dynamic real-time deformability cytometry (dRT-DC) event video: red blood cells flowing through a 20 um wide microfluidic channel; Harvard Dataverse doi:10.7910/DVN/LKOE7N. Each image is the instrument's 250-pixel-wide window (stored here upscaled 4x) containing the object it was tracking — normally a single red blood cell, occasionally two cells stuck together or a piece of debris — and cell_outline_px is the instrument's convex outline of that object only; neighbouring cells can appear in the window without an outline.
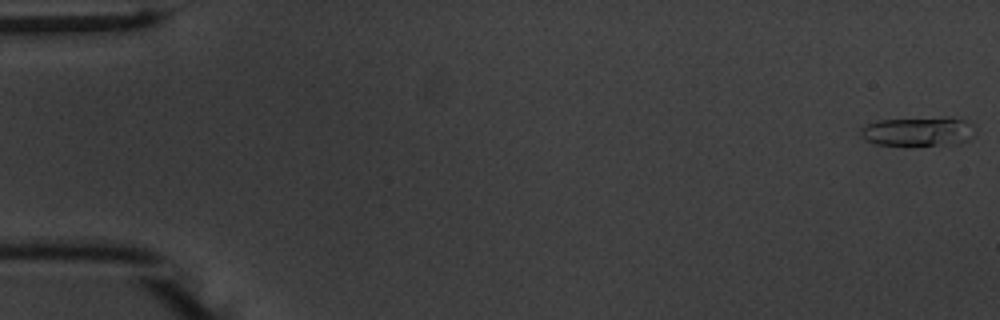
{"species": "common noctule bat (a hibernating species)", "species_latin": "Nyctalus noctula", "temperature_condition": "warm", "stored_images_in_passage": 54, "camera_frame_rate_fps": 3000, "um_per_image_px": 0.085, "animal": {"sex": "male", "body_mass_g": 20.1, "forearm_length_mm": 53.5}, "frame": {"image": 1, "passage_image": 1, "time_ms": 0.0, "image_size_px": [1000, 320], "cell_outline_px": [[972, 136], [964, 140], [952, 144], [908, 148], [876, 144], [868, 140], [860, 132], [860, 128], [868, 124], [880, 120], [944, 116], [952, 116], [968, 120], [972, 124]], "centroid_in_image_um": [78.05, 11.19], "position_along_channel_um": 7.0, "area_um2": 20.23}}
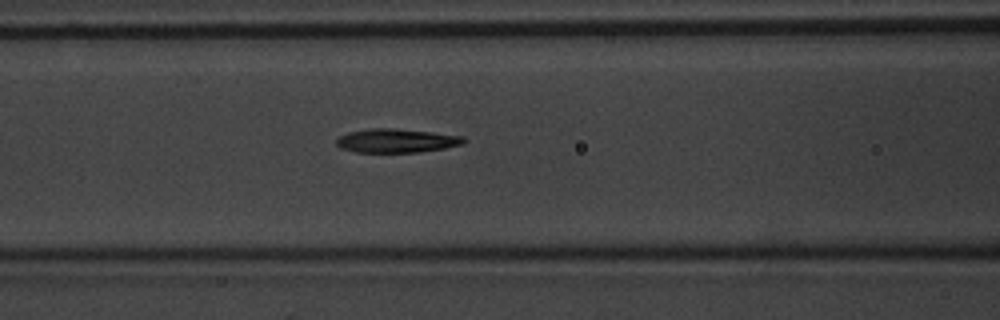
{"frame": {"image": 2, "passage_image": 23, "time_ms": 7.333, "image_size_px": [1000, 320], "cell_outline_px": [[468, 140], [464, 144], [444, 148], [416, 152], [356, 152], [340, 148], [336, 144], [336, 140], [340, 136], [348, 132], [368, 128], [392, 128], [432, 132], [464, 136]], "centroid_in_image_um": [33.71, 11.95], "position_along_channel_um": 132.9, "area_um2": 17.74}}
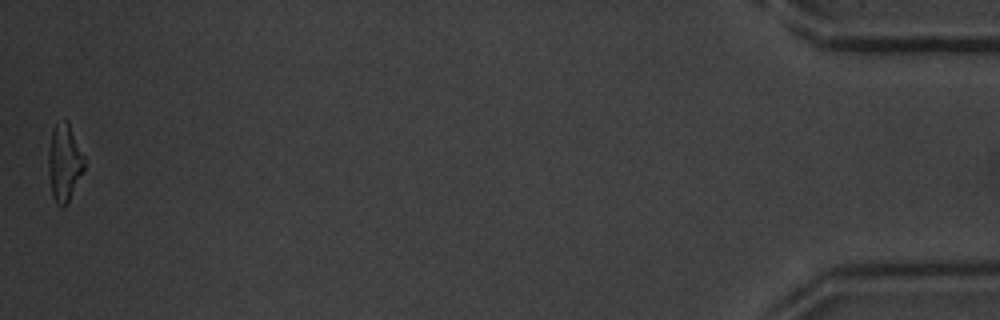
{"frame": {"image": 3, "passage_image": 54, "time_ms": 17.667, "image_size_px": [1000, 320], "cell_outline_px": [[84, 168], [68, 204], [64, 208], [60, 208], [56, 204], [52, 196], [48, 172], [48, 152], [52, 128], [56, 124], [68, 120], [84, 156]], "centroid_in_image_um": [5.45, 13.87], "position_along_channel_um": 429.7, "area_um2": 16.3}, "authors_computed_cell_mechanics": {"area_um2": 17.3111, "velocity_mm_per_s": 3.7587, "shape_relaxation_time_tau1_ms": 4.1527, "shape_relaxation_time_tau2_ms": 4.3569, "deformation_change_tau1": 0.189, "deformation_change_tau2": 0.1687}}